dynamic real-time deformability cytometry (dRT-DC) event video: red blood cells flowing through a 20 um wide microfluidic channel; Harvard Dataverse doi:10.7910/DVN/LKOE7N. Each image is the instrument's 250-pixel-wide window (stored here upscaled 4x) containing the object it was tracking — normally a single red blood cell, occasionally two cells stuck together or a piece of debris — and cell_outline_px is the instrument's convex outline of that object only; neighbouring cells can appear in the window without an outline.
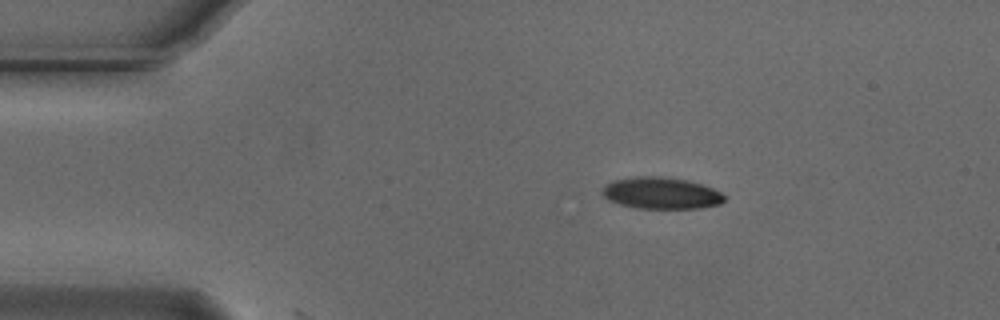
{"species": "Egyptian fruit bat (a non-hibernating species)", "species_latin": "Rousettus aegyptiacus", "temperature_condition": "cold", "stored_images_in_passage": 10, "camera_frame_rate_fps": 3000, "um_per_image_px": 0.085, "animal": {"sex": "male"}, "frame": {"image": 1, "passage_image": 9, "time_ms": 2.667, "image_size_px": [1000, 320], "cell_outline_px": [[724, 200], [720, 204], [700, 208], [636, 208], [620, 204], [608, 200], [600, 192], [604, 184], [612, 180], [632, 176], [664, 176], [688, 180], [704, 184], [720, 192], [724, 196]], "centroid_in_image_um": [56.15, 16.39], "position_along_channel_um": 28.8, "area_um2": 22.83}}